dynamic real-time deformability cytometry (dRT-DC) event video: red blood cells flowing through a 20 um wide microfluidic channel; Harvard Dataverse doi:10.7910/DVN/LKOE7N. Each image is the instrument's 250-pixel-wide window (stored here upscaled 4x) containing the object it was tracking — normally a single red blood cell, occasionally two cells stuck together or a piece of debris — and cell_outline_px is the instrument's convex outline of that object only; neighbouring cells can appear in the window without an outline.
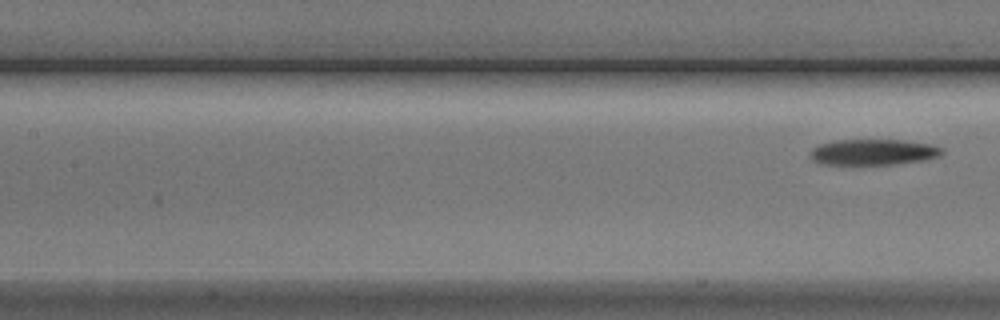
{"species": "Egyptian fruit bat (a non-hibernating species)", "species_latin": "Rousettus aegyptiacus", "temperature_condition": "cold", "stored_images_in_passage": 6, "segment_of_instrument_passage": [2, 2], "camera_frame_rate_fps": 3000, "um_per_image_px": 0.085, "animal": {"sex": "male"}, "frame": {"image": 1, "passage_image": 6, "time_ms": 6.667, "image_size_px": [1000, 320], "cell_outline_px": [[944, 152], [940, 156], [924, 160], [896, 164], [852, 168], [848, 168], [820, 164], [812, 160], [808, 156], [808, 152], [812, 148], [820, 144], [836, 140], [904, 140], [932, 144], [944, 148]], "centroid_in_image_um": [74.14, 12.99], "position_along_channel_um": 133.3, "area_um2": 21.27}}